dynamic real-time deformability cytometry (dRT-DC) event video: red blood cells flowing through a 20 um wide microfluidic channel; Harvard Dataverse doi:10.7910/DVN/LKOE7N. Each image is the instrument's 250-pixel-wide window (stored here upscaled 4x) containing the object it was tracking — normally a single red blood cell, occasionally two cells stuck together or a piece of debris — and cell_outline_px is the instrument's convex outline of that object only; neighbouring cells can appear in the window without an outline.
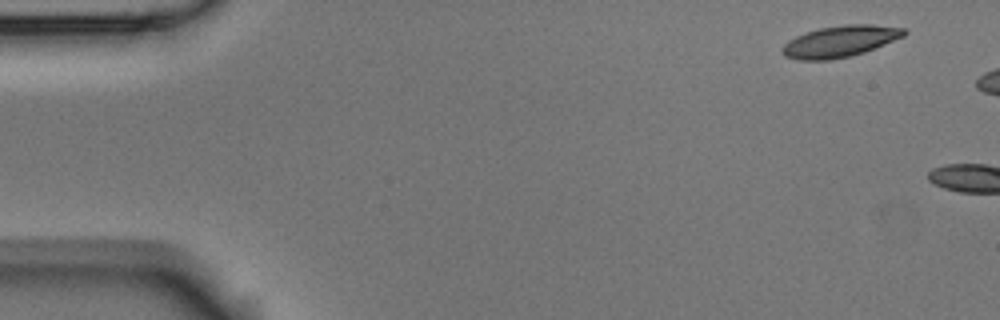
{"species": "Egyptian fruit bat (a non-hibernating species)", "species_latin": "Rousettus aegyptiacus", "temperature_condition": "room temperature", "stored_images_in_passage": 2, "camera_frame_rate_fps": 3000, "um_per_image_px": 0.085, "animal": {"sex": "male"}, "frame": {"image": 1, "passage_image": 1, "time_ms": 0.0, "image_size_px": [1000, 320], "cell_outline_px": [[908, 32], [904, 36], [864, 52], [852, 56], [832, 60], [796, 60], [784, 56], [784, 44], [788, 40], [796, 36], [820, 28], [848, 24], [872, 24], [904, 28]], "centroid_in_image_um": [71.42, 3.52], "position_along_channel_um": 13.6, "area_um2": 22.14}}